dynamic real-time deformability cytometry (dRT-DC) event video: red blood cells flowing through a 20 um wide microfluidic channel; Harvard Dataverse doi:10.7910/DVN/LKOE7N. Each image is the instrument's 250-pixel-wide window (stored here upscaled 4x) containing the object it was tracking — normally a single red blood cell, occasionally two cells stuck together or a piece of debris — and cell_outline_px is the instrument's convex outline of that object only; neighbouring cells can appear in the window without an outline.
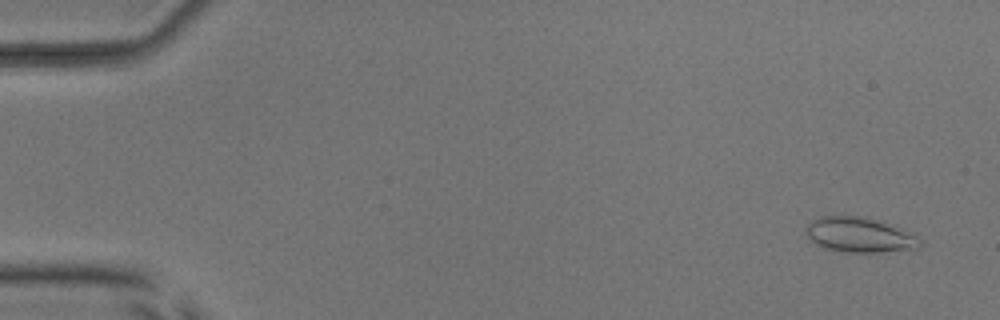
{"species": "common noctule bat (a hibernating species)", "species_latin": "Nyctalus noctula", "temperature_condition": "room temperature", "stored_images_in_passage": 53, "camera_frame_rate_fps": 3000, "um_per_image_px": 0.085, "animal": {"sex": "male", "body_mass_g": 17.9, "forearm_length_mm": 54.2}, "frame": {"image": 1, "passage_image": 2, "time_ms": 0.333, "image_size_px": [1000, 320], "cell_outline_px": [[924, 244], [916, 248], [880, 252], [848, 252], [828, 248], [816, 244], [804, 232], [808, 224], [812, 220], [820, 216], [868, 216], [880, 220], [920, 240]], "centroid_in_image_um": [73.0, 19.95], "position_along_channel_um": 12.0, "area_um2": 22.72}}
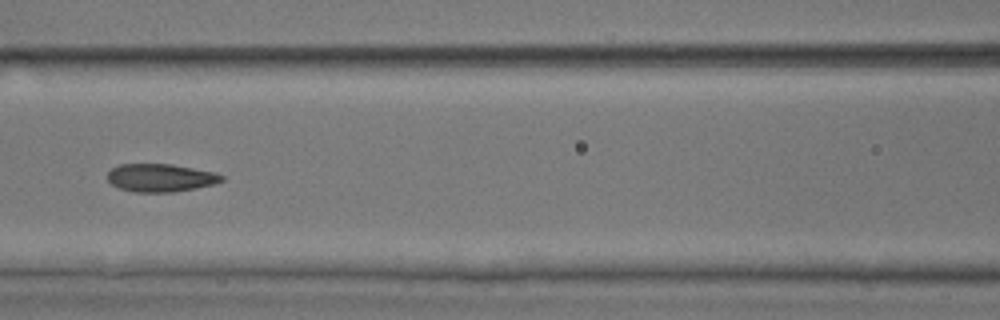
{"frame": {"image": 2, "passage_image": 24, "time_ms": 7.667, "image_size_px": [1000, 320], "cell_outline_px": [[224, 180], [212, 184], [196, 188], [172, 192], [132, 192], [120, 188], [112, 184], [108, 180], [108, 172], [112, 168], [120, 164], [172, 164], [216, 172], [224, 176]], "centroid_in_image_um": [13.65, 15.11], "position_along_channel_um": 152.9, "area_um2": 18.61}}
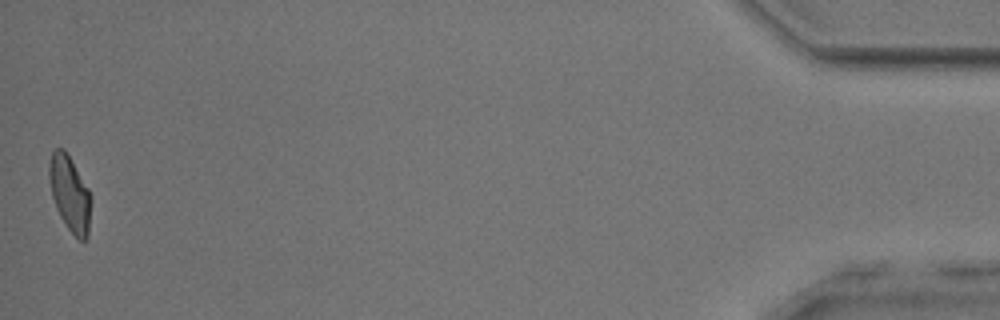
{"frame": {"image": 3, "passage_image": 53, "time_ms": 17.333, "image_size_px": [1000, 320], "cell_outline_px": [[88, 236], [84, 240], [80, 240], [68, 228], [60, 216], [56, 208], [52, 196], [48, 176], [48, 164], [52, 152], [56, 148], [64, 148], [88, 188]], "centroid_in_image_um": [5.87, 16.4], "position_along_channel_um": 429.3, "area_um2": 17.69}, "authors_computed_cell_mechanics": {"area_um2": 18.9584, "velocity_mm_per_s": 3.8132, "shape_relaxation_time_tau1_ms": 4.5891, "shape_relaxation_time_tau2_ms": 1.3377, "deformation_change_tau1": 0.1171, "deformation_change_tau2": 0.0838}}